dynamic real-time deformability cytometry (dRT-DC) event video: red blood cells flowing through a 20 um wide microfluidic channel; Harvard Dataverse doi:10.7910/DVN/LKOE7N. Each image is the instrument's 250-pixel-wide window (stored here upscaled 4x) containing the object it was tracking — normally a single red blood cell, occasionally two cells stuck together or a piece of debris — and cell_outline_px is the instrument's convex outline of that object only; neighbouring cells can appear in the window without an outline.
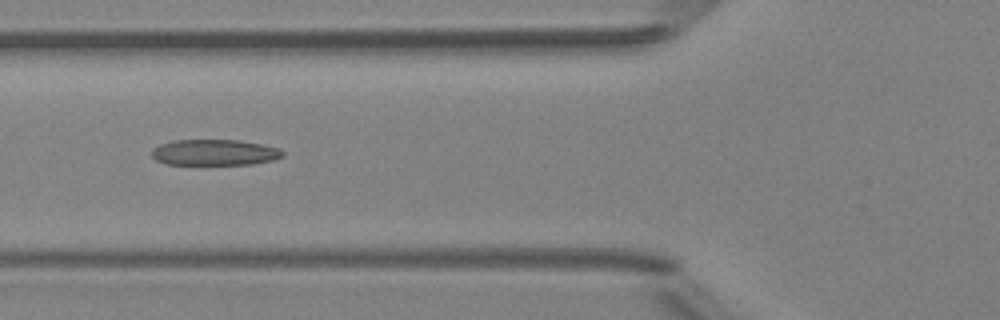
{"species": "Egyptian fruit bat (a non-hibernating species)", "species_latin": "Rousettus aegyptiacus", "temperature_condition": "room temperature", "stored_images_in_passage": 6, "camera_frame_rate_fps": 3000, "um_per_image_px": 0.085, "animal": {"sex": "female"}, "frame": {"image": 1, "passage_image": 6, "time_ms": 5.667, "image_size_px": [1000, 320], "cell_outline_px": [[284, 156], [272, 160], [252, 164], [168, 164], [156, 160], [152, 156], [152, 148], [160, 144], [172, 140], [240, 140], [280, 148], [284, 152]], "centroid_in_image_um": [18.24, 12.95], "position_along_channel_um": 107.6, "area_um2": 19.77}}